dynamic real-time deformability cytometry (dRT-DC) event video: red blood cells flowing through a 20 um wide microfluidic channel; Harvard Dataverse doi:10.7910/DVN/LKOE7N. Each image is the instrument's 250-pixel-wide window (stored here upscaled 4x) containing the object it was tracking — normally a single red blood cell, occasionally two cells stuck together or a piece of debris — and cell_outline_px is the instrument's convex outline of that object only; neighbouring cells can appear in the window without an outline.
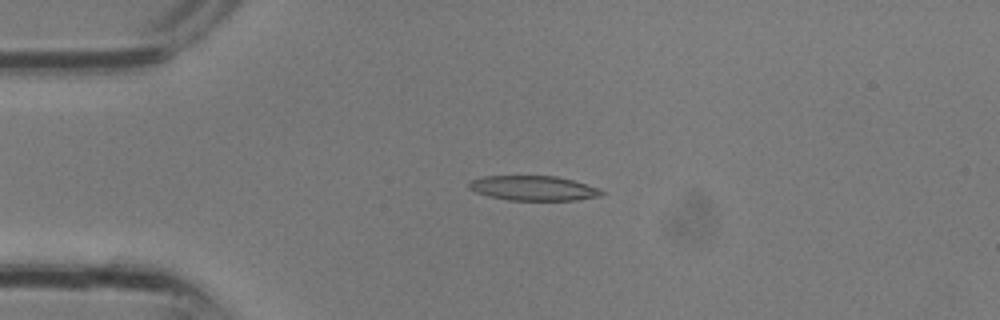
{"species": "common noctule bat (a hibernating species)", "species_latin": "Nyctalus noctula", "temperature_condition": "room temperature", "stored_images_in_passage": 10, "camera_frame_rate_fps": 3000, "um_per_image_px": 0.085, "animal": {"sex": "male", "body_mass_g": 13.3}, "frame": {"image": 1, "passage_image": 6, "time_ms": 1.667, "image_size_px": [1000, 320], "cell_outline_px": [[604, 192], [600, 196], [576, 200], [508, 200], [488, 196], [476, 192], [468, 188], [468, 184], [472, 180], [484, 176], [556, 176], [572, 180], [600, 188]], "centroid_in_image_um": [45.34, 15.99], "position_along_channel_um": 39.7, "area_um2": 19.07}}
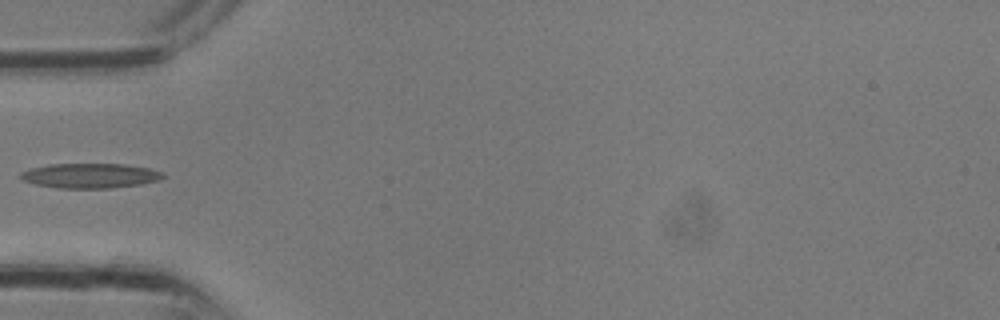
{"frame": {"image": 2, "passage_image": 9, "time_ms": 2.667, "image_size_px": [1000, 320], "cell_outline_px": [[164, 176], [160, 180], [140, 184], [108, 188], [60, 188], [36, 184], [24, 180], [20, 176], [20, 172], [32, 168], [48, 164], [124, 164], [148, 168], [164, 172]], "centroid_in_image_um": [7.68, 14.93], "position_along_channel_um": 77.3, "area_um2": 20.4}}